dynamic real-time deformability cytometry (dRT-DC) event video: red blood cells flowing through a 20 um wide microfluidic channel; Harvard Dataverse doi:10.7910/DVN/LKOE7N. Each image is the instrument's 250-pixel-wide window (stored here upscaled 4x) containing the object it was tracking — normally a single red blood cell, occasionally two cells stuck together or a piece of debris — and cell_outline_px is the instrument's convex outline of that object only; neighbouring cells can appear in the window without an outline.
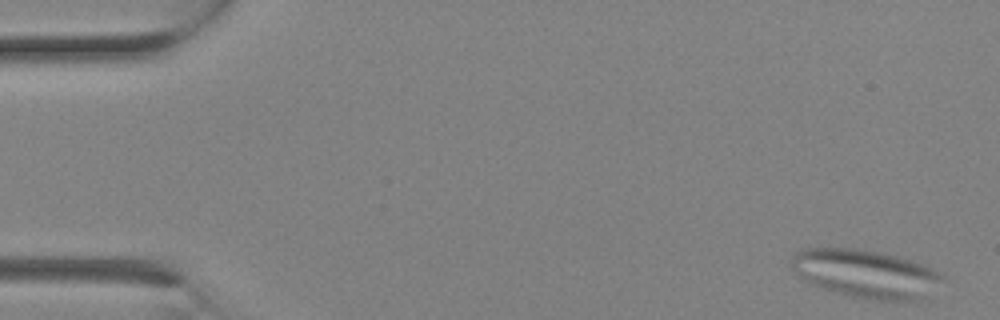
{"species": "Egyptian fruit bat (a non-hibernating species)", "species_latin": "Rousettus aegyptiacus", "temperature_condition": "room temperature", "stored_images_in_passage": 3, "camera_frame_rate_fps": 3000, "um_per_image_px": 0.085, "animal": {"sex": "female"}, "frame": {"image": 1, "passage_image": 1, "time_ms": 0.0, "image_size_px": [1000, 320], "cell_outline_px": [[944, 276], [924, 296], [916, 300], [872, 300], [852, 296], [836, 292], [812, 284], [800, 276], [792, 268], [792, 256], [796, 252], [804, 248], [856, 248], [880, 252], [896, 256], [932, 268], [940, 272]], "centroid_in_image_um": [73.54, 23.24], "position_along_channel_um": 11.5, "area_um2": 41.56}}